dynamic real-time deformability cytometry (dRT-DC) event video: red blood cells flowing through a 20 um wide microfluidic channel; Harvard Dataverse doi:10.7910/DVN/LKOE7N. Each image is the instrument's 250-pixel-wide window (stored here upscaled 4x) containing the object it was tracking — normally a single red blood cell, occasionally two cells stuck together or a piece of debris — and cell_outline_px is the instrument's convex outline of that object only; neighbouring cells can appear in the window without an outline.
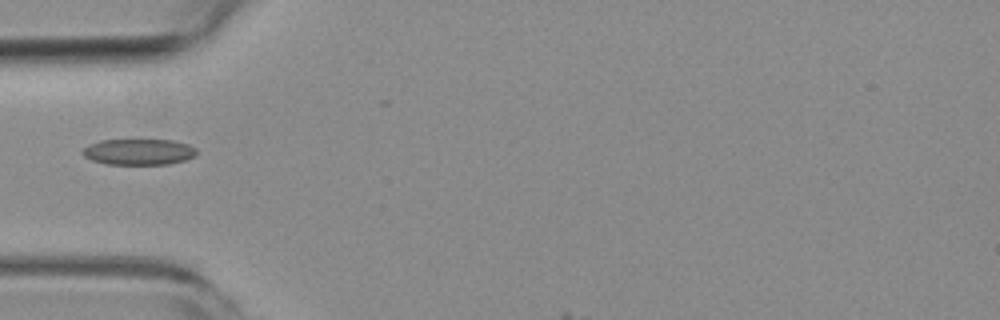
{"species": "common noctule bat (a hibernating species)", "species_latin": "Nyctalus noctula", "temperature_condition": "room temperature", "stored_images_in_passage": 4, "camera_frame_rate_fps": 3000, "um_per_image_px": 0.085, "animal": {"sex": "female", "body_mass_g": 19.3, "forearm_length_mm": 54.1}, "frame": {"image": 1, "passage_image": 1, "time_ms": 0.0, "image_size_px": [1000, 320], "cell_outline_px": [[196, 156], [184, 160], [168, 164], [108, 164], [92, 160], [84, 156], [80, 152], [88, 144], [100, 140], [172, 140], [188, 144], [196, 148]], "centroid_in_image_um": [11.78, 12.9], "position_along_channel_um": 73.2, "area_um2": 17.28}}